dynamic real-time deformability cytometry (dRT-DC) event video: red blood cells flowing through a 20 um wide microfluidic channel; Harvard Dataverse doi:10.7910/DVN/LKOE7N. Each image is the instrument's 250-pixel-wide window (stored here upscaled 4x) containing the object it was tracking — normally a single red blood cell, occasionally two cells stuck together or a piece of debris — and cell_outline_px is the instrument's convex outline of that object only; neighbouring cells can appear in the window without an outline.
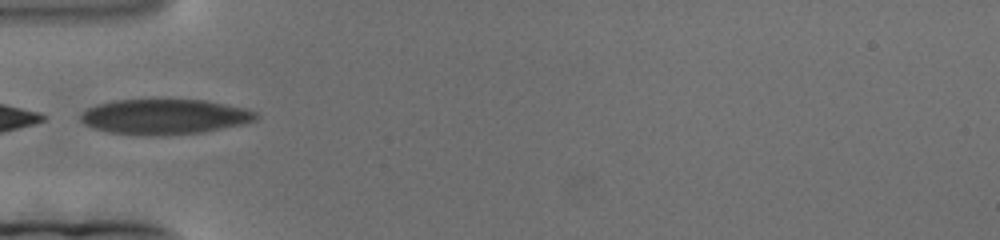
{"species": "human", "species_latin": "Homo sapiens", "temperature_condition": "cold", "stored_images_in_passage": 114, "camera_frame_rate_fps": 3000, "um_per_image_px": 0.085, "donor": {"sex": "female"}, "frame": {"image": 1, "passage_image": 1, "time_ms": 0.0, "image_size_px": [1000, 240], "cell_outline_px": [[260, 116], [256, 120], [244, 124], [200, 132], [160, 136], [108, 132], [92, 128], [84, 124], [80, 120], [80, 116], [88, 108], [96, 104], [112, 100], [204, 100], [248, 108], [256, 112]], "centroid_in_image_um": [14.0, 9.92], "position_along_channel_um": 71.0, "area_um2": 36.01}}